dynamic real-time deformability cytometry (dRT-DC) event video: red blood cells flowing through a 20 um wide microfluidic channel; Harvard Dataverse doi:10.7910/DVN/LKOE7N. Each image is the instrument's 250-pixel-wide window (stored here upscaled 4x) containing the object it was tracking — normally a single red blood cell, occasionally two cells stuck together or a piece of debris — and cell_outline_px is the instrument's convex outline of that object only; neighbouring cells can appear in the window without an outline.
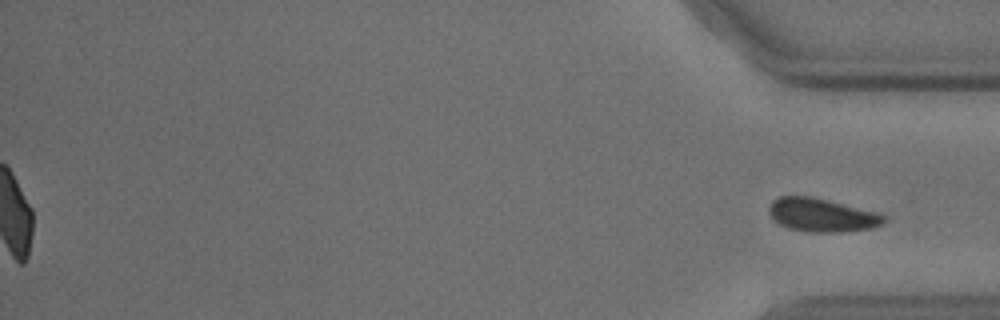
{"species": "common noctule bat (a hibernating species)", "species_latin": "Nyctalus noctula", "temperature_condition": "cold", "stored_images_in_passage": 56, "segment_of_instrument_passage": [2, 2], "camera_frame_rate_fps": 3000, "um_per_image_px": 0.085, "animal": {"sex": "male", "body_mass_g": 18.8}, "frame": {"image": 1, "passage_image": 56, "time_ms": 18.333, "image_size_px": [1000, 320], "cell_outline_px": [[884, 220], [880, 224], [872, 228], [844, 232], [808, 232], [788, 228], [780, 224], [768, 212], [768, 208], [772, 200], [780, 196], [812, 196], [876, 212], [884, 216]], "centroid_in_image_um": [69.81, 18.28], "position_along_channel_um": 365.4, "area_um2": 22.2}}